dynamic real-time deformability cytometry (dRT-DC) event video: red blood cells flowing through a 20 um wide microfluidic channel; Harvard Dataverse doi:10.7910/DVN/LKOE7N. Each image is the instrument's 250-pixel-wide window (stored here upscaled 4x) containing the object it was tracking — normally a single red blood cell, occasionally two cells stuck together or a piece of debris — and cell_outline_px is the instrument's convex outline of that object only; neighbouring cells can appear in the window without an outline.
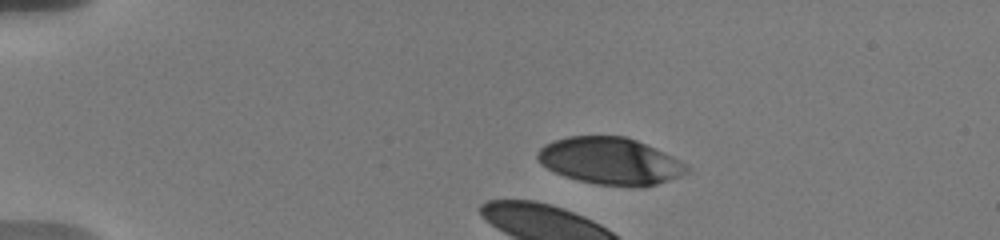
{"species": "human", "species_latin": "Homo sapiens", "temperature_condition": "warm", "stored_images_in_passage": 3, "camera_frame_rate_fps": 3000, "um_per_image_px": 0.085, "donor": {"sex": "male"}, "frame": {"image": 1, "passage_image": 1, "time_ms": 0.0, "image_size_px": [1000, 240], "cell_outline_px": [[688, 172], [680, 176], [656, 184], [640, 188], [596, 184], [564, 176], [540, 164], [536, 156], [536, 152], [544, 144], [568, 136], [624, 136], [636, 140], [656, 148], [688, 164]], "centroid_in_image_um": [51.87, 13.69], "position_along_channel_um": 33.1, "area_um2": 40.92}}